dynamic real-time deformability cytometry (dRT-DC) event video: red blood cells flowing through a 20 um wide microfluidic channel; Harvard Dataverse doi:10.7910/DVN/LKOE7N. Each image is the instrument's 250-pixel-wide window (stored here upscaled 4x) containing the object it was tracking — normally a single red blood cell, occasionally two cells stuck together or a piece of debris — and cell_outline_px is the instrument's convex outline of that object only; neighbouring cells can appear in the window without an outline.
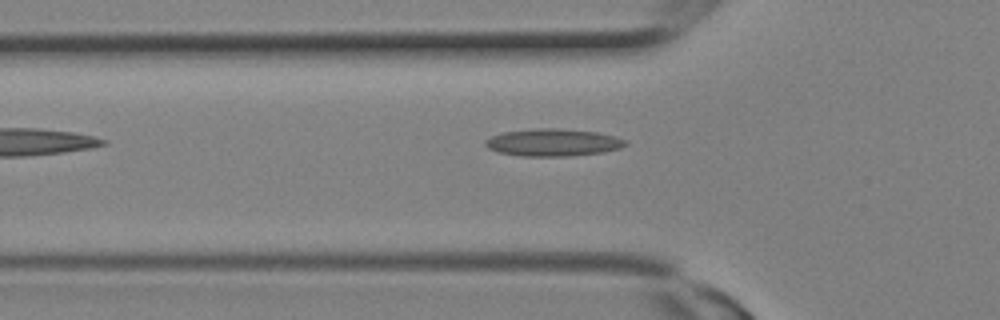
{"species": "Egyptian fruit bat (a non-hibernating species)", "species_latin": "Rousettus aegyptiacus", "temperature_condition": "room temperature", "stored_images_in_passage": 6, "camera_frame_rate_fps": 3000, "um_per_image_px": 0.085, "animal": {"sex": "female"}, "frame": {"image": 1, "passage_image": 6, "time_ms": 1.667, "image_size_px": [1000, 320], "cell_outline_px": [[628, 144], [620, 148], [604, 152], [572, 156], [524, 156], [500, 152], [488, 148], [484, 144], [484, 140], [492, 136], [504, 132], [540, 128], [552, 128], [596, 132], [612, 136], [624, 140]], "centroid_in_image_um": [47.0, 12.12], "position_along_channel_um": 78.8, "area_um2": 22.02}}